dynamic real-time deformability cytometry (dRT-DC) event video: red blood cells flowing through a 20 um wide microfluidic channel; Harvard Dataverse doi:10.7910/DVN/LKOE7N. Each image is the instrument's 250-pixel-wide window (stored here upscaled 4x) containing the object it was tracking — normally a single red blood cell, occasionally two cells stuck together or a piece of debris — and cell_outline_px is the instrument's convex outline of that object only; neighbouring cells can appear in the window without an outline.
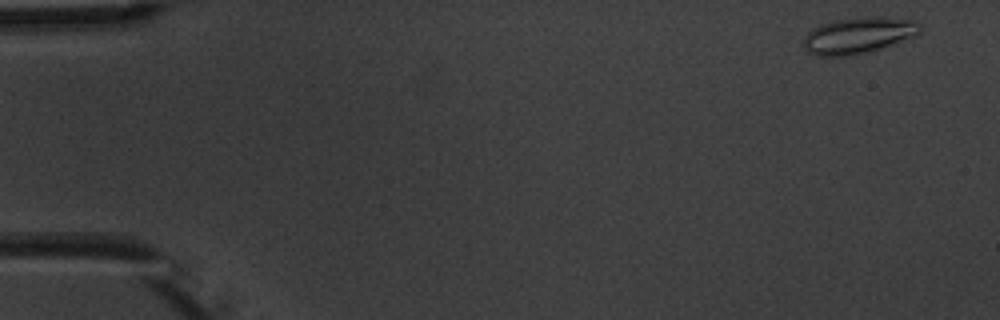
{"species": "common noctule bat (a hibernating species)", "species_latin": "Nyctalus noctula", "temperature_condition": "warm", "stored_images_in_passage": 8, "camera_frame_rate_fps": 3000, "um_per_image_px": 0.085, "animal": {"sex": "male", "body_mass_g": 20.1, "forearm_length_mm": 53.5}, "frame": {"image": 1, "passage_image": 1, "time_ms": 0.0, "image_size_px": [1000, 320], "cell_outline_px": [[920, 32], [916, 36], [868, 52], [848, 56], [816, 56], [808, 52], [804, 48], [804, 36], [812, 28], [820, 24], [832, 20], [872, 16], [912, 20], [920, 24]], "centroid_in_image_um": [72.92, 3.01], "position_along_channel_um": 12.1, "area_um2": 24.62}}
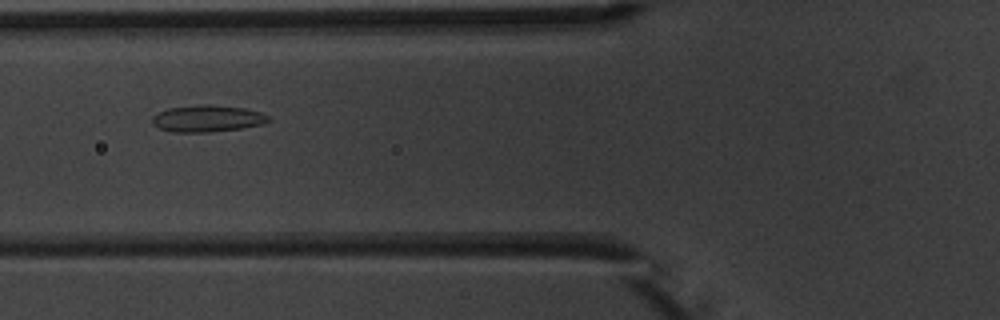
{"frame": {"image": 2, "passage_image": 6, "time_ms": 6.0, "image_size_px": [1000, 320], "cell_outline_px": [[272, 120], [260, 124], [240, 128], [208, 132], [172, 132], [160, 128], [152, 124], [152, 116], [168, 108], [200, 104], [212, 104], [244, 108], [260, 112], [268, 116]], "centroid_in_image_um": [17.6, 10.06], "position_along_channel_um": 108.2, "area_um2": 18.03}}
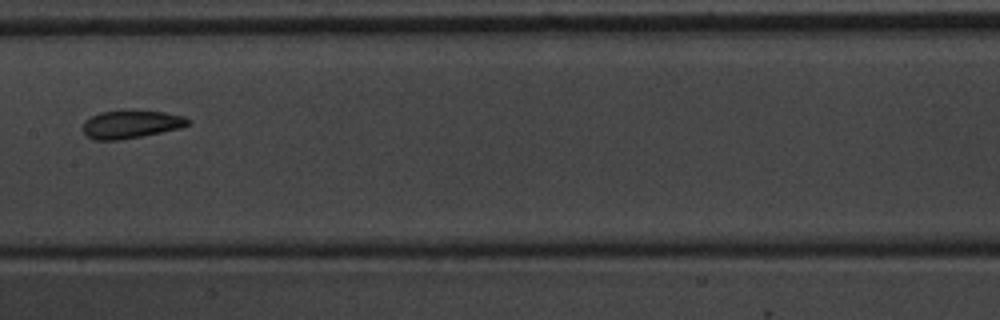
{"frame": {"image": 3, "passage_image": 8, "time_ms": 8.333, "image_size_px": [1000, 320], "cell_outline_px": [[192, 124], [180, 128], [120, 140], [92, 140], [84, 136], [84, 120], [100, 112], [124, 108], [132, 108], [164, 112], [184, 116], [192, 120]], "centroid_in_image_um": [11.14, 10.52], "position_along_channel_um": 196.3, "area_um2": 17.86}}